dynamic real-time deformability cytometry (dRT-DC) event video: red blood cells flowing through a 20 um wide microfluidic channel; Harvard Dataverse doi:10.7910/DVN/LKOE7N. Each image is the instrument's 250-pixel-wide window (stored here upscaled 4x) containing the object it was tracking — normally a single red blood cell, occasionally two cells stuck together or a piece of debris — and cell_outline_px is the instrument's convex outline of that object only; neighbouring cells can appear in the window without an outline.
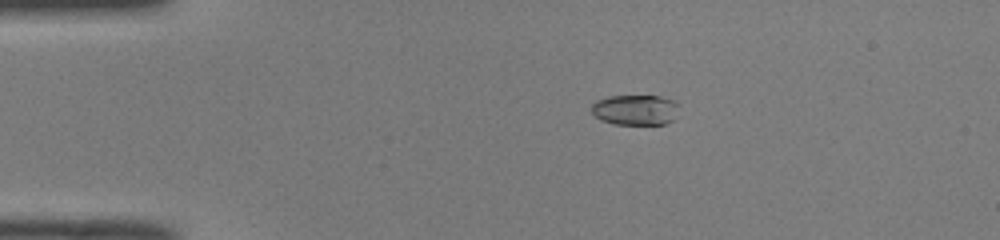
{"species": "common noctule bat (a hibernating species)", "species_latin": "Nyctalus noctula", "temperature_condition": "room temperature", "stored_images_in_passage": 36, "camera_frame_rate_fps": 3000, "um_per_image_px": 0.085, "animal": {"sex": "male", "body_mass_g": 19.0, "forearm_length_mm": 50.8}, "frame": {"image": 1, "passage_image": 2, "time_ms": 0.333, "image_size_px": [1000, 240], "cell_outline_px": [[680, 104], [672, 120], [664, 124], [616, 124], [600, 120], [592, 112], [592, 104], [596, 100], [608, 96], [660, 96], [676, 100]], "centroid_in_image_um": [54.02, 9.32], "position_along_channel_um": 31.0, "area_um2": 15.55}}
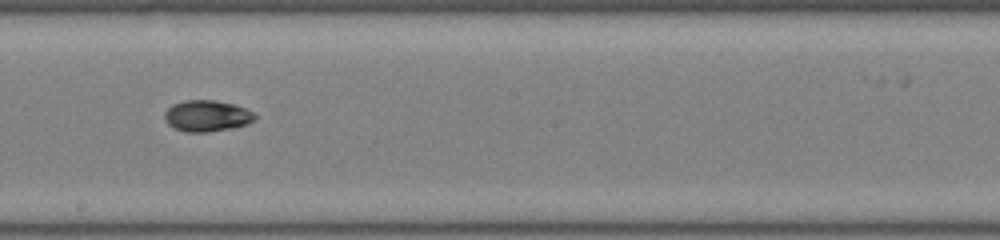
{"frame": {"image": 2, "passage_image": 21, "time_ms": 6.667, "image_size_px": [1000, 240], "cell_outline_px": [[256, 116], [248, 124], [232, 128], [208, 132], [188, 132], [176, 128], [168, 124], [164, 120], [164, 112], [172, 104], [184, 100], [216, 100], [236, 104], [252, 112]], "centroid_in_image_um": [17.57, 9.84], "position_along_channel_um": 230.6, "area_um2": 16.47}}
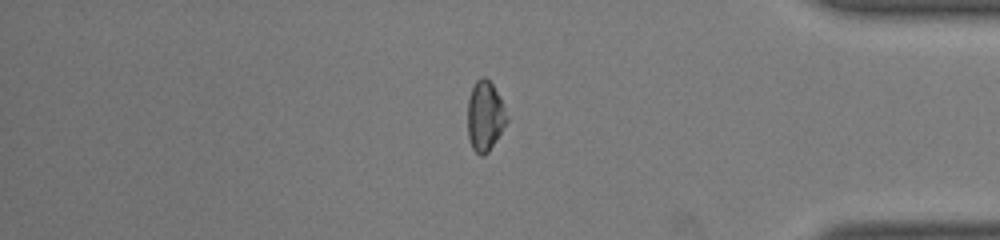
{"frame": {"image": 3, "passage_image": 35, "time_ms": 11.333, "image_size_px": [1000, 240], "cell_outline_px": [[508, 120], [488, 152], [480, 156], [472, 148], [468, 136], [468, 100], [472, 88], [476, 80], [480, 76], [484, 76], [492, 84], [508, 116]], "centroid_in_image_um": [41.2, 9.87], "position_along_channel_um": 394.0, "area_um2": 15.66}}